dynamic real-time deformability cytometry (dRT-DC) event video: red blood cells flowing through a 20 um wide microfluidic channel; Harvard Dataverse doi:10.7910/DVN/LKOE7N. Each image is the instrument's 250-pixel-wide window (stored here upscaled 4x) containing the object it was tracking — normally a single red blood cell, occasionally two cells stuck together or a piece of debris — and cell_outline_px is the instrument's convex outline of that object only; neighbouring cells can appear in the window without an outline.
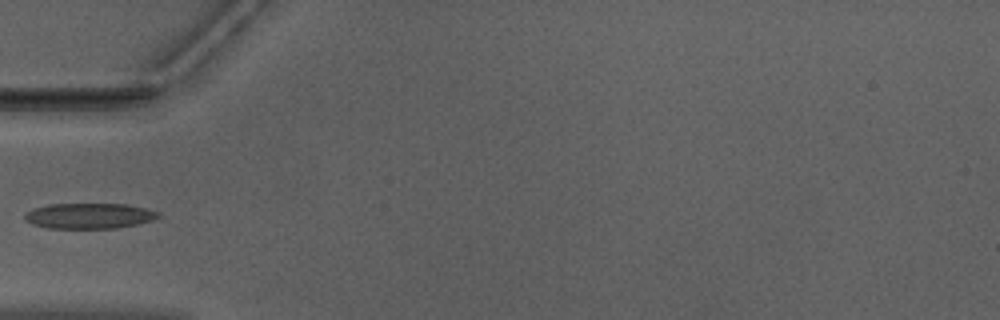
{"species": "Egyptian fruit bat (a non-hibernating species)", "species_latin": "Rousettus aegyptiacus", "temperature_condition": "warm", "stored_images_in_passage": 10, "camera_frame_rate_fps": 3000, "um_per_image_px": 0.085, "animal": {"sex": "male"}, "frame": {"image": 1, "passage_image": 1, "time_ms": 0.0, "image_size_px": [1000, 320], "cell_outline_px": [[160, 216], [152, 220], [136, 224], [116, 228], [48, 228], [32, 224], [24, 220], [24, 216], [32, 208], [48, 204], [124, 204], [144, 208], [160, 212]], "centroid_in_image_um": [7.55, 18.34], "position_along_channel_um": 77.4, "area_um2": 19.77}}
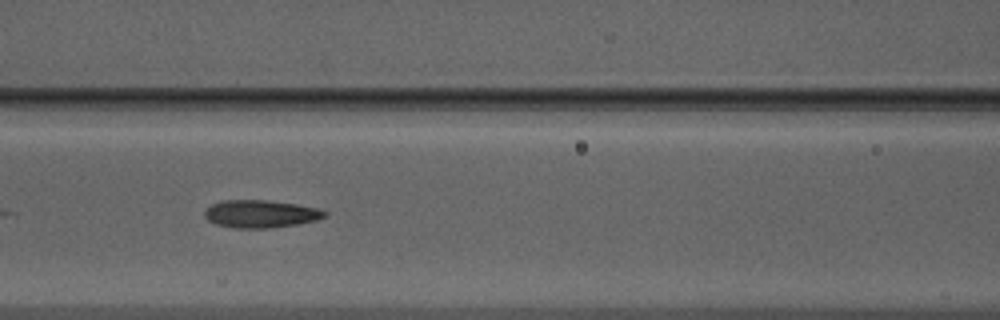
{"frame": {"image": 2, "passage_image": 6, "time_ms": 1.667, "image_size_px": [1000, 320], "cell_outline_px": [[328, 216], [316, 220], [296, 224], [268, 228], [236, 228], [216, 224], [208, 220], [204, 216], [204, 212], [212, 204], [224, 200], [268, 200], [296, 204], [316, 208], [328, 212]], "centroid_in_image_um": [22.16, 18.18], "position_along_channel_um": 144.4, "area_um2": 19.25}}